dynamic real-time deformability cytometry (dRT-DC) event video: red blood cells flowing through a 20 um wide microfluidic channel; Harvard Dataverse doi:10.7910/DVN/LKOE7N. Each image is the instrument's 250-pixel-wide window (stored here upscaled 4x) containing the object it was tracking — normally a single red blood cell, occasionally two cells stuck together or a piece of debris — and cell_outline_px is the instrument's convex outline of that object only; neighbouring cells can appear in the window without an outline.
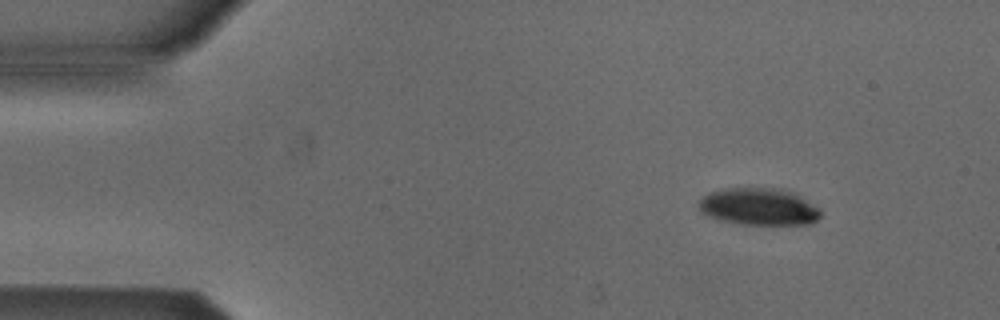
{"species": "Egyptian fruit bat (a non-hibernating species)", "species_latin": "Rousettus aegyptiacus", "temperature_condition": "cold", "stored_images_in_passage": 5, "camera_frame_rate_fps": 3000, "um_per_image_px": 0.085, "animal": {"sex": "male"}, "frame": {"image": 1, "passage_image": 1, "time_ms": 0.0, "image_size_px": [1000, 320], "cell_outline_px": [[820, 216], [816, 220], [808, 224], [740, 224], [720, 220], [708, 216], [700, 212], [700, 200], [704, 196], [712, 192], [724, 188], [784, 188], [792, 192], [820, 208]], "centroid_in_image_um": [64.5, 17.56], "position_along_channel_um": 20.5, "area_um2": 26.18}}
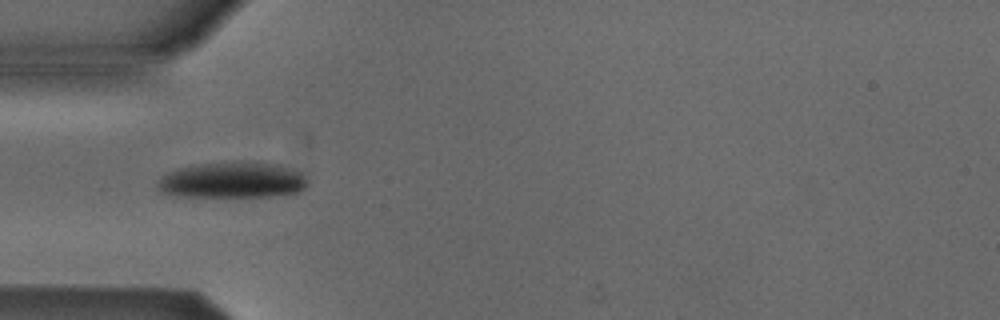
{"frame": {"image": 2, "passage_image": 4, "time_ms": 3.333, "image_size_px": [1000, 320], "cell_outline_px": [[308, 184], [300, 192], [272, 196], [176, 196], [160, 192], [156, 188], [156, 184], [160, 176], [176, 168], [196, 164], [232, 160], [256, 160], [280, 164], [308, 172]], "centroid_in_image_um": [19.82, 15.26], "position_along_channel_um": 65.2, "area_um2": 32.95}}
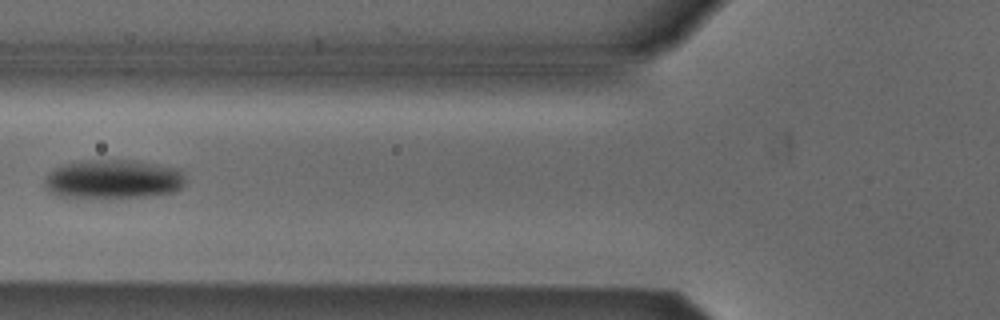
{"frame": {"image": 3, "passage_image": 5, "time_ms": 4.667, "image_size_px": [1000, 320], "cell_outline_px": [[184, 184], [176, 192], [148, 196], [60, 196], [48, 192], [44, 188], [44, 180], [48, 172], [64, 164], [88, 160], [136, 160], [180, 168], [184, 176]], "centroid_in_image_um": [9.64, 15.2], "position_along_channel_um": 116.2, "area_um2": 31.85}}